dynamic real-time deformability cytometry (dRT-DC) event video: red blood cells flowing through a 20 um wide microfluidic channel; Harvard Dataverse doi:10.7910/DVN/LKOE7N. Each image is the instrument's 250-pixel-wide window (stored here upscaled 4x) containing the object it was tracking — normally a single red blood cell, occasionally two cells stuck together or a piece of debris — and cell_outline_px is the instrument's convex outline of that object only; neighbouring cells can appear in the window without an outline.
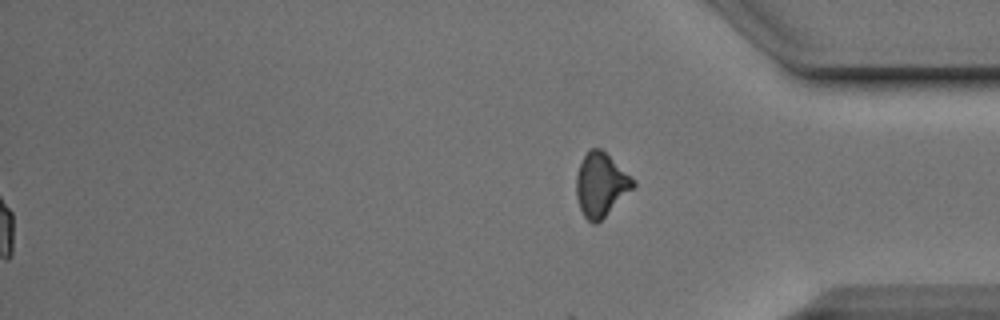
{"species": "Egyptian fruit bat (a non-hibernating species)", "species_latin": "Rousettus aegyptiacus", "temperature_condition": "cold", "stored_images_in_passage": 43, "segment_of_instrument_passage": [2, 2], "camera_frame_rate_fps": 3000, "um_per_image_px": 0.085, "animal": {"sex": "male"}, "frame": {"image": 1, "passage_image": 43, "time_ms": 14.0, "image_size_px": [1000, 320], "cell_outline_px": [[636, 184], [596, 224], [592, 224], [584, 216], [580, 208], [576, 196], [576, 176], [580, 164], [584, 156], [592, 148], [600, 148], [632, 176], [636, 180]], "centroid_in_image_um": [51.06, 15.69], "position_along_channel_um": 384.1, "area_um2": 20.63}}